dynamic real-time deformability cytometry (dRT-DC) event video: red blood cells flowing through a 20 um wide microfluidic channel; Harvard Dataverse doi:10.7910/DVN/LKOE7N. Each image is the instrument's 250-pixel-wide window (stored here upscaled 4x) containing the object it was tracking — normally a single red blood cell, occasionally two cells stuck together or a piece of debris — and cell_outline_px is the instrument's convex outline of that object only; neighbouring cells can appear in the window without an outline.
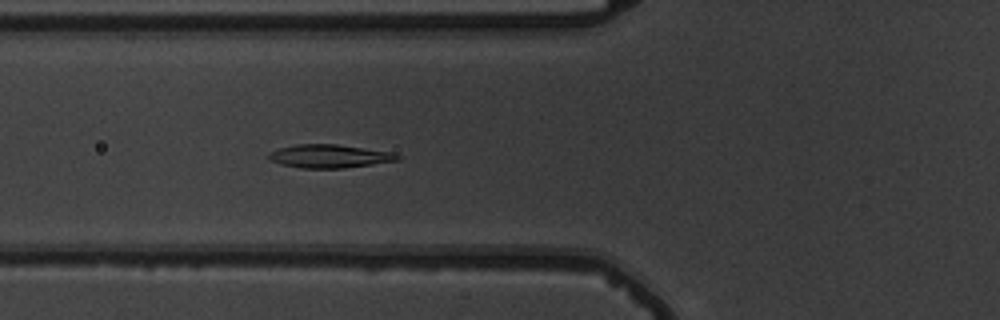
{"species": "common noctule bat (a hibernating species)", "species_latin": "Nyctalus noctula", "temperature_condition": "warm", "stored_images_in_passage": 45, "segment_of_instrument_passage": [1, 2], "camera_frame_rate_fps": 3000, "um_per_image_px": 0.085, "animal": {"sex": "male", "body_mass_g": 19.5, "forearm_length_mm": 54.6}, "frame": {"image": 1, "passage_image": 10, "time_ms": 3.0, "image_size_px": [1000, 320], "cell_outline_px": [[400, 160], [344, 168], [300, 168], [280, 164], [268, 160], [268, 152], [280, 148], [296, 144], [336, 144], [392, 152], [400, 156]], "centroid_in_image_um": [27.96, 13.28], "position_along_channel_um": 97.8, "area_um2": 17.51}}
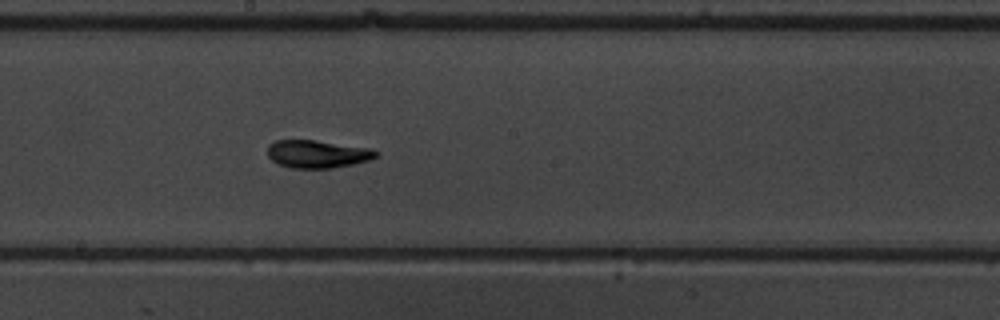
{"frame": {"image": 2, "passage_image": 20, "time_ms": 6.333, "image_size_px": [1000, 320], "cell_outline_px": [[380, 156], [368, 160], [352, 164], [332, 168], [292, 168], [280, 164], [272, 160], [268, 156], [268, 144], [276, 140], [316, 140], [372, 148], [380, 152]], "centroid_in_image_um": [27.02, 13.08], "position_along_channel_um": 221.2, "area_um2": 17.69}}
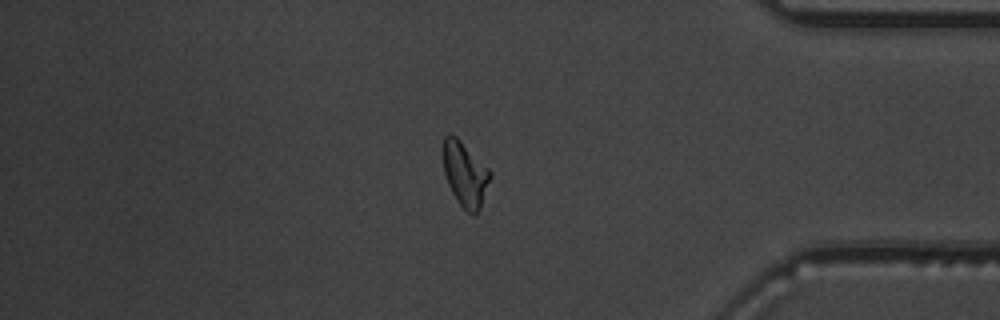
{"frame": {"image": 3, "passage_image": 36, "time_ms": 11.667, "image_size_px": [1000, 320], "cell_outline_px": [[492, 176], [480, 208], [476, 216], [472, 216], [456, 200], [448, 184], [444, 172], [440, 148], [444, 136], [448, 132], [456, 136], [492, 172]], "centroid_in_image_um": [39.5, 14.77], "position_along_channel_um": 395.7, "area_um2": 18.15}}